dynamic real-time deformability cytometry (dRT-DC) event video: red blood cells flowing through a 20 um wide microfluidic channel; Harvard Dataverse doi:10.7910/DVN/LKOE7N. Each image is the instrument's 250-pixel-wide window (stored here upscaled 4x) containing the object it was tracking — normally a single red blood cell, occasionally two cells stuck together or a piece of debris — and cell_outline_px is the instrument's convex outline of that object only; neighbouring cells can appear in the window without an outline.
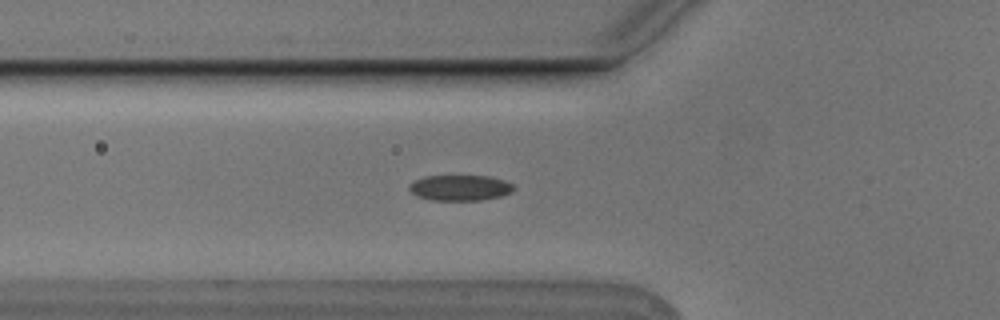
{"species": "Egyptian fruit bat (a non-hibernating species)", "species_latin": "Rousettus aegyptiacus", "temperature_condition": "cold", "stored_images_in_passage": 39, "segment_of_instrument_passage": [1, 2], "camera_frame_rate_fps": 3000, "um_per_image_px": 0.085, "animal": {"sex": "male"}, "frame": {"image": 1, "passage_image": 3, "time_ms": 0.667, "image_size_px": [1000, 320], "cell_outline_px": [[516, 188], [512, 192], [500, 196], [480, 200], [428, 200], [416, 196], [408, 188], [408, 184], [424, 176], [488, 176], [504, 180], [512, 184]], "centroid_in_image_um": [39.09, 15.96], "position_along_channel_um": 86.7, "area_um2": 15.66}}
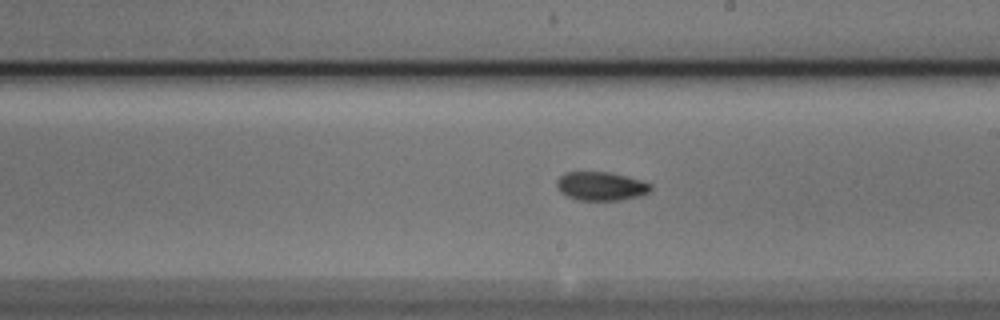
{"frame": {"image": 2, "passage_image": 15, "time_ms": 4.667, "image_size_px": [1000, 320], "cell_outline_px": [[652, 188], [648, 192], [640, 196], [620, 200], [576, 200], [560, 192], [556, 188], [556, 180], [564, 172], [608, 172], [640, 180], [652, 184]], "centroid_in_image_um": [51.05, 15.83], "position_along_channel_um": 238.0, "area_um2": 15.72}}
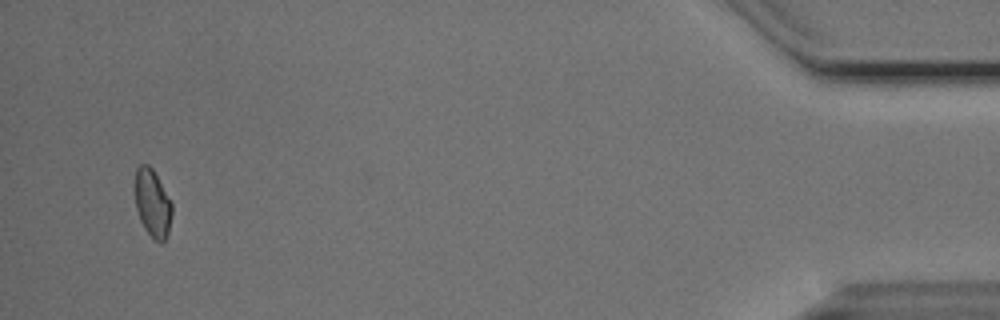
{"frame": {"image": 3, "passage_image": 36, "time_ms": 11.667, "image_size_px": [1000, 320], "cell_outline_px": [[172, 212], [168, 232], [164, 240], [160, 244], [152, 240], [144, 228], [140, 220], [136, 208], [132, 192], [132, 184], [136, 168], [140, 164], [148, 164], [152, 168], [172, 204]], "centroid_in_image_um": [12.89, 17.26], "position_along_channel_um": 422.3, "area_um2": 15.14}}